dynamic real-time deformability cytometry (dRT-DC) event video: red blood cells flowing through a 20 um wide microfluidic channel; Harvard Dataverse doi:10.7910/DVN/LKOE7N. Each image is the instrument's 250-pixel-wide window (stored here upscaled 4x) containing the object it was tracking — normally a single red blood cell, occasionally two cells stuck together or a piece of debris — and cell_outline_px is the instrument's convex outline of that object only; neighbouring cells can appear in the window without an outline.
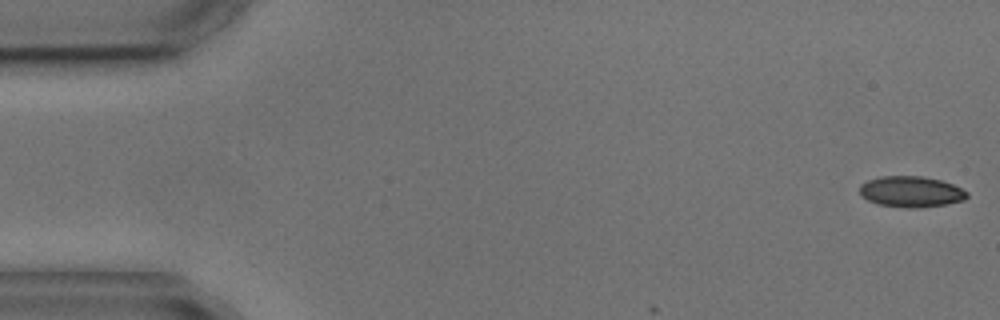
{"species": "common noctule bat (a hibernating species)", "species_latin": "Nyctalus noctula", "temperature_condition": "cold", "stored_images_in_passage": 1, "camera_frame_rate_fps": 3000, "um_per_image_px": 0.085, "animal": {"sex": "male", "body_mass_g": 17.9, "forearm_length_mm": 54.2}, "frame": {"image": 1, "passage_image": 1, "time_ms": 0.0, "image_size_px": [1000, 320], "cell_outline_px": [[968, 196], [964, 200], [948, 204], [920, 208], [908, 208], [876, 204], [868, 200], [860, 192], [860, 184], [868, 180], [880, 176], [924, 176], [940, 180], [952, 184], [968, 192]], "centroid_in_image_um": [77.45, 16.3], "position_along_channel_um": 7.5, "area_um2": 19.42}}